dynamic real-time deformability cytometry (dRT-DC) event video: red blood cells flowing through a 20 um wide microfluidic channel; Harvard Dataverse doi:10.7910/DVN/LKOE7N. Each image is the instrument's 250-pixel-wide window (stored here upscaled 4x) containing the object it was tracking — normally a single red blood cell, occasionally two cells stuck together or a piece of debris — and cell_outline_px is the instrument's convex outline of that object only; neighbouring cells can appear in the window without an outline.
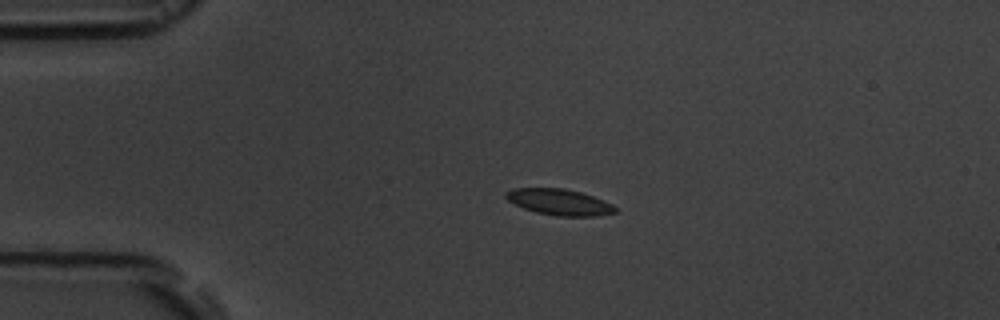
{"species": "common noctule bat (a hibernating species)", "species_latin": "Nyctalus noctula", "temperature_condition": "room temperature", "stored_images_in_passage": 2, "camera_frame_rate_fps": 3000, "um_per_image_px": 0.085, "animal": {"sex": "male", "body_mass_g": 19.5, "forearm_length_mm": 54.6}, "frame": {"image": 1, "passage_image": 1, "time_ms": 0.0, "image_size_px": [1000, 320], "cell_outline_px": [[616, 212], [596, 216], [556, 216], [536, 212], [524, 208], [508, 200], [504, 196], [504, 192], [512, 188], [564, 188], [580, 192], [604, 200], [612, 204], [616, 208]], "centroid_in_image_um": [47.53, 17.17], "position_along_channel_um": 37.5, "area_um2": 16.59}}